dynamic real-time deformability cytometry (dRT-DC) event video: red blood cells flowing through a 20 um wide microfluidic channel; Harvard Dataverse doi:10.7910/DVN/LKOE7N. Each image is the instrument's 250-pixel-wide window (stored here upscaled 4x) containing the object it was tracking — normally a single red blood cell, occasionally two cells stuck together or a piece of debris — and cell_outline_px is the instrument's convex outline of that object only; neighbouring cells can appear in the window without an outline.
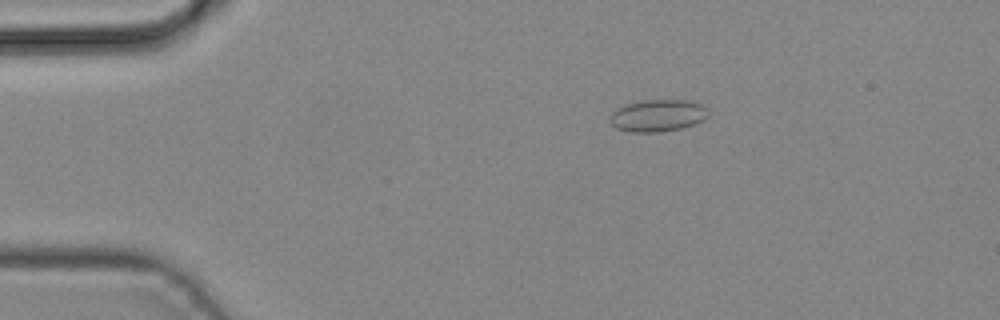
{"species": "common noctule bat (a hibernating species)", "species_latin": "Nyctalus noctula", "temperature_condition": "cold", "stored_images_in_passage": 4, "camera_frame_rate_fps": 3000, "um_per_image_px": 0.085, "animal": {"sex": "male", "body_mass_g": 19.2, "forearm_length_mm": 51.8}, "frame": {"image": 1, "passage_image": 3, "time_ms": 0.667, "image_size_px": [1000, 320], "cell_outline_px": [[708, 116], [704, 120], [696, 124], [680, 128], [656, 132], [632, 132], [616, 128], [608, 120], [608, 116], [616, 108], [628, 104], [644, 100], [684, 100], [704, 104], [708, 112]], "centroid_in_image_um": [55.9, 9.82], "position_along_channel_um": 29.1, "area_um2": 18.44}}